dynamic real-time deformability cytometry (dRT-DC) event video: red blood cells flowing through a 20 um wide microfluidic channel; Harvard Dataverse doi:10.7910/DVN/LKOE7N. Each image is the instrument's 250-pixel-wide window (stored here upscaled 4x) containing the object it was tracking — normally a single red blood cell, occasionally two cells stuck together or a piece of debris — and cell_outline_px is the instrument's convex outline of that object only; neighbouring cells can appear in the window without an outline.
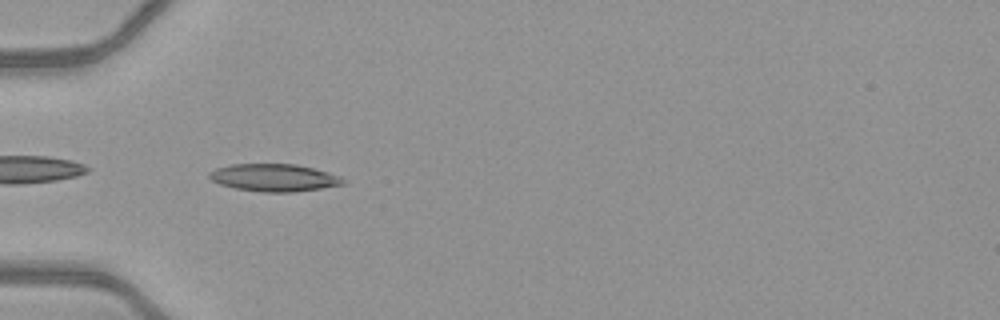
{"species": "common noctule bat (a hibernating species)", "species_latin": "Nyctalus noctula", "temperature_condition": "warm", "stored_images_in_passage": 36, "camera_frame_rate_fps": 3000, "um_per_image_px": 0.085, "animal": {"sex": "female", "body_mass_g": 21.9}, "frame": {"image": 1, "passage_image": 2, "time_ms": 0.333, "image_size_px": [1000, 320], "cell_outline_px": [[344, 184], [320, 188], [292, 192], [260, 192], [232, 188], [220, 184], [212, 180], [208, 176], [208, 172], [216, 168], [232, 164], [296, 164], [312, 168], [340, 176], [344, 180]], "centroid_in_image_um": [23.24, 15.1], "position_along_channel_um": 61.8, "area_um2": 21.33}}
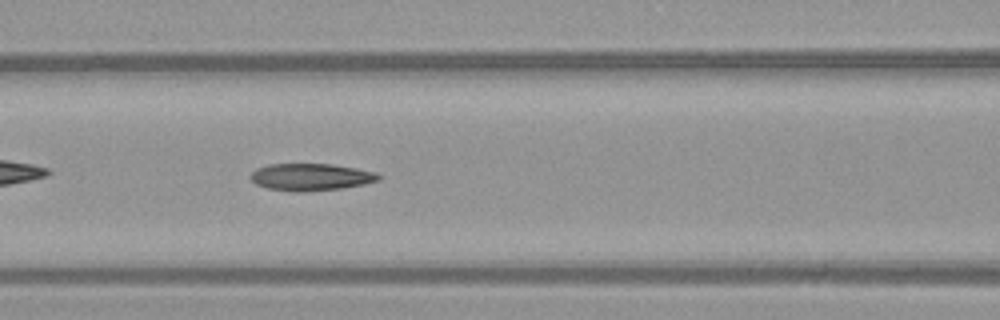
{"frame": {"image": 2, "passage_image": 8, "time_ms": 2.333, "image_size_px": [1000, 320], "cell_outline_px": [[384, 176], [380, 180], [364, 184], [340, 188], [304, 192], [296, 192], [268, 188], [256, 184], [248, 176], [256, 168], [268, 164], [332, 164], [356, 168], [376, 172]], "centroid_in_image_um": [26.44, 15.04], "position_along_channel_um": 140.2, "area_um2": 20.35}}
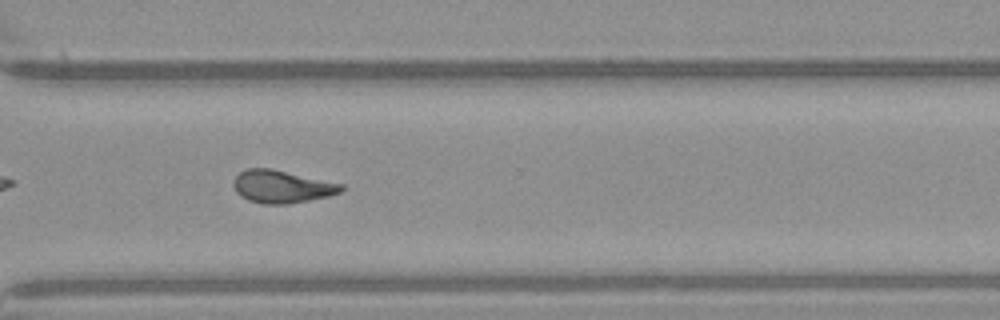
{"frame": {"image": 3, "passage_image": 23, "time_ms": 7.333, "image_size_px": [1000, 320], "cell_outline_px": [[344, 188], [340, 192], [328, 196], [288, 204], [260, 204], [248, 200], [240, 196], [236, 192], [232, 184], [232, 180], [240, 172], [248, 168], [272, 168], [344, 184]], "centroid_in_image_um": [23.92, 15.86], "position_along_channel_um": 346.7, "area_um2": 20.69}, "authors_computed_cell_mechanics": {"area_um2": 20.1722, "velocity_mm_per_s": 4.1394, "shape_relaxation_time_tau1_ms": null, "shape_relaxation_time_tau2_ms": 2.1568, "deformation_change_tau1": null, "deformation_change_tau2": 0.0982}}